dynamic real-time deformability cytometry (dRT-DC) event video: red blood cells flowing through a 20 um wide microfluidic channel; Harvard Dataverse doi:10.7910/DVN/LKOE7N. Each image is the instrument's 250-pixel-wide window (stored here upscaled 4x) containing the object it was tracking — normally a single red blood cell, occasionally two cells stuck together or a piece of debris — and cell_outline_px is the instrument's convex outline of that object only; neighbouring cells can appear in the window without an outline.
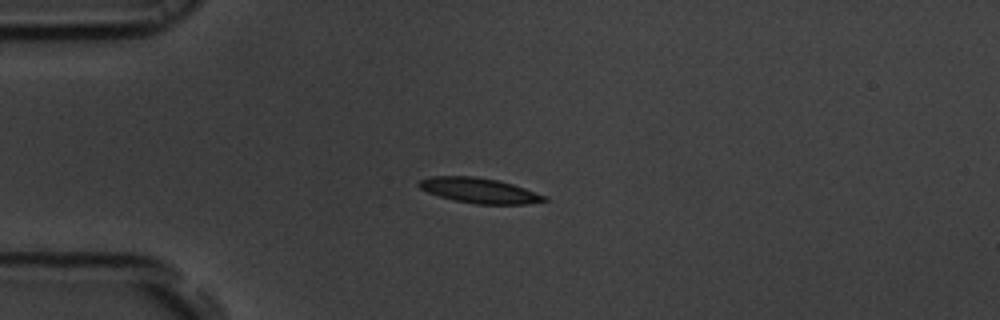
{"species": "common noctule bat (a hibernating species)", "species_latin": "Nyctalus noctula", "temperature_condition": "room temperature", "stored_images_in_passage": 42, "camera_frame_rate_fps": 3000, "um_per_image_px": 0.085, "animal": {"sex": "male", "body_mass_g": 19.5, "forearm_length_mm": 54.6}, "frame": {"image": 1, "passage_image": 1, "time_ms": 0.0, "image_size_px": [1000, 320], "cell_outline_px": [[548, 200], [524, 204], [476, 204], [452, 200], [428, 192], [420, 188], [416, 184], [420, 180], [432, 176], [472, 176], [496, 180], [512, 184], [548, 196]], "centroid_in_image_um": [40.73, 16.19], "position_along_channel_um": 44.3, "area_um2": 18.26}}
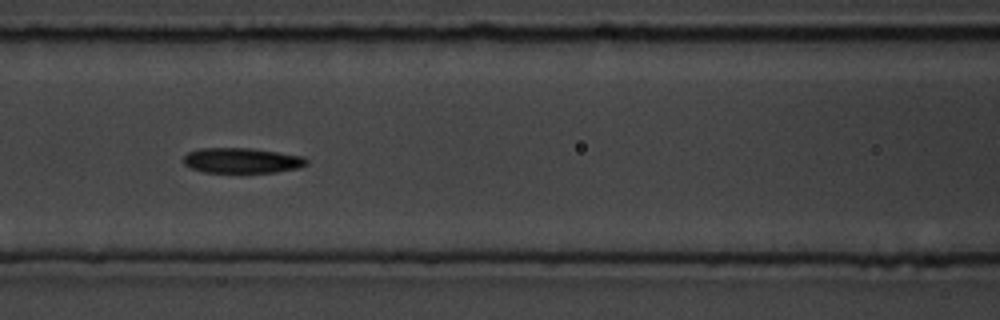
{"frame": {"image": 2, "passage_image": 11, "time_ms": 3.333, "image_size_px": [1000, 320], "cell_outline_px": [[308, 164], [300, 168], [276, 172], [204, 172], [192, 168], [184, 164], [184, 156], [188, 152], [200, 148], [248, 148], [304, 156], [308, 160]], "centroid_in_image_um": [20.59, 13.64], "position_along_channel_um": 146.0, "area_um2": 18.03}}
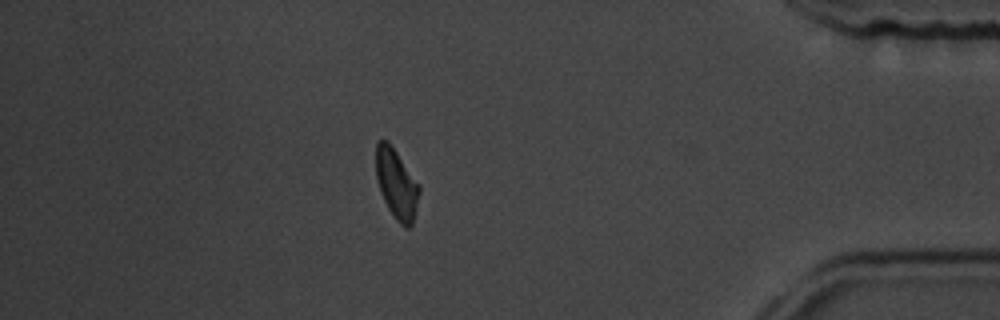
{"frame": {"image": 3, "passage_image": 35, "time_ms": 11.333, "image_size_px": [1000, 320], "cell_outline_px": [[420, 192], [412, 224], [408, 228], [400, 224], [396, 220], [388, 208], [380, 192], [376, 180], [376, 144], [380, 140], [388, 140], [420, 184]], "centroid_in_image_um": [33.7, 15.62], "position_along_channel_um": 401.5, "area_um2": 17.69}, "authors_computed_cell_mechanics": {"area_um2": 18.0047, "velocity_mm_per_s": 3.7012, "shape_relaxation_time_tau1_ms": 1.5745, "shape_relaxation_time_tau2_ms": 7.827, "deformation_change_tau1": 0.1295, "deformation_change_tau2": 0.1761}}